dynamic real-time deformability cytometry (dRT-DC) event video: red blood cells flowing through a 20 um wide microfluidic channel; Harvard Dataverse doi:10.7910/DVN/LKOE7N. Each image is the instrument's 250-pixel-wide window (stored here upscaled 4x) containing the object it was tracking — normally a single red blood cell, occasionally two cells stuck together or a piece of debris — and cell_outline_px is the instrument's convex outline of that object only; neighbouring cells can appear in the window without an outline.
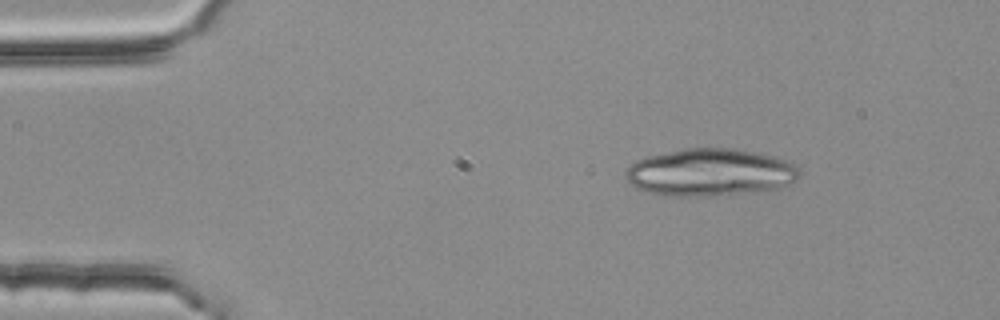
{"species": "common noctule bat (a hibernating species)", "species_latin": "Nyctalus noctula", "temperature_condition": "room temperature", "stored_images_in_passage": 3, "camera_frame_rate_fps": 3000, "um_per_image_px": 0.085, "animal": {"sex": "female", "body_mass_g": 25.1}, "frame": {"image": 1, "passage_image": 1, "time_ms": 0.0, "image_size_px": [1000, 320], "cell_outline_px": [[800, 176], [796, 180], [780, 188], [732, 196], [664, 196], [644, 192], [636, 188], [624, 176], [624, 168], [628, 164], [636, 160], [648, 156], [684, 148], [732, 148], [772, 156], [784, 160], [800, 168]], "centroid_in_image_um": [60.32, 14.68], "position_along_channel_um": 24.7, "area_um2": 48.78}}